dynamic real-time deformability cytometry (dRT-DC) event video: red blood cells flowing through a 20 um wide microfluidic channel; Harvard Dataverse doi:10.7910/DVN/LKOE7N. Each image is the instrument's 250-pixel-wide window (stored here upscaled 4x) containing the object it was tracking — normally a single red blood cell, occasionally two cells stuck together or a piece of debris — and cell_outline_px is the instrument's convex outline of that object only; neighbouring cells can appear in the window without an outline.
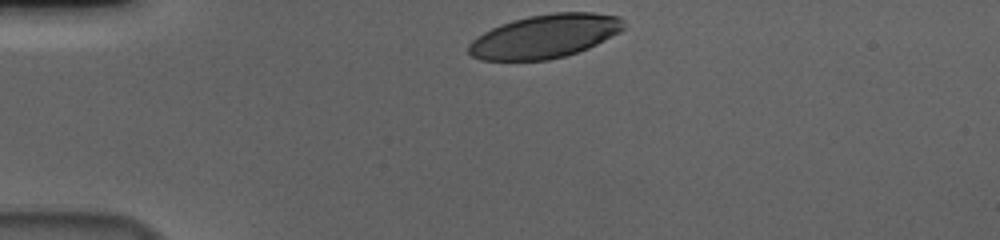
{"species": "human", "species_latin": "Homo sapiens", "temperature_condition": "cold", "stored_images_in_passage": 34, "camera_frame_rate_fps": 3000, "um_per_image_px": 0.085, "donor": {"sex": "male"}, "frame": {"image": 1, "passage_image": 1, "time_ms": 0.0, "image_size_px": [1000, 240], "cell_outline_px": [[624, 28], [620, 32], [588, 48], [564, 56], [548, 60], [480, 60], [472, 56], [468, 52], [468, 44], [476, 36], [500, 24], [512, 20], [528, 16], [552, 12], [592, 12], [620, 16], [624, 24]], "centroid_in_image_um": [46.3, 3.07], "position_along_channel_um": 38.7, "area_um2": 39.42}}
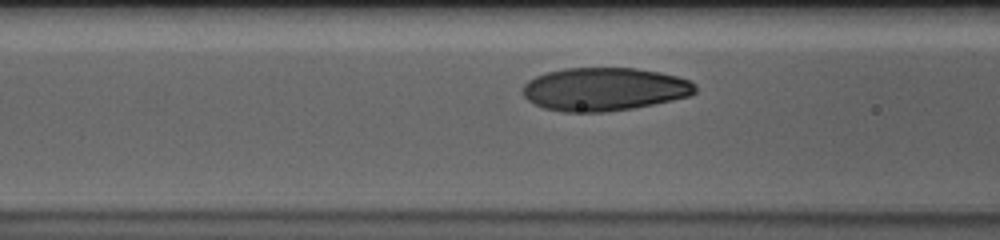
{"frame": {"image": 2, "passage_image": 11, "time_ms": 3.333, "image_size_px": [1000, 240], "cell_outline_px": [[696, 92], [692, 96], [632, 108], [608, 112], [564, 112], [544, 108], [528, 100], [524, 96], [520, 88], [528, 80], [536, 76], [548, 72], [564, 68], [636, 68], [660, 72], [676, 76], [688, 80], [696, 84]], "centroid_in_image_um": [51.36, 7.58], "position_along_channel_um": 115.2, "area_um2": 43.58}}
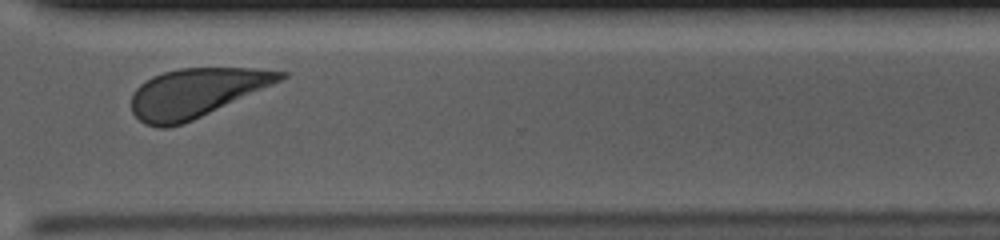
{"frame": {"image": 3, "passage_image": 31, "time_ms": 10.0, "image_size_px": [1000, 240], "cell_outline_px": [[288, 76], [272, 84], [184, 124], [168, 128], [156, 128], [144, 124], [132, 112], [132, 96], [136, 88], [140, 84], [152, 76], [164, 72], [180, 68], [252, 68], [288, 72]], "centroid_in_image_um": [16.62, 7.9], "position_along_channel_um": 354.0, "area_um2": 42.02}, "authors_computed_cell_mechanics": {"area_um2": 42.8587, "velocity_mm_per_s": 3.5848, "shape_relaxation_time_tau1_ms": 2.918, "shape_relaxation_time_tau2_ms": null, "deformation_change_tau1": 0.1632, "deformation_change_tau2": null}}